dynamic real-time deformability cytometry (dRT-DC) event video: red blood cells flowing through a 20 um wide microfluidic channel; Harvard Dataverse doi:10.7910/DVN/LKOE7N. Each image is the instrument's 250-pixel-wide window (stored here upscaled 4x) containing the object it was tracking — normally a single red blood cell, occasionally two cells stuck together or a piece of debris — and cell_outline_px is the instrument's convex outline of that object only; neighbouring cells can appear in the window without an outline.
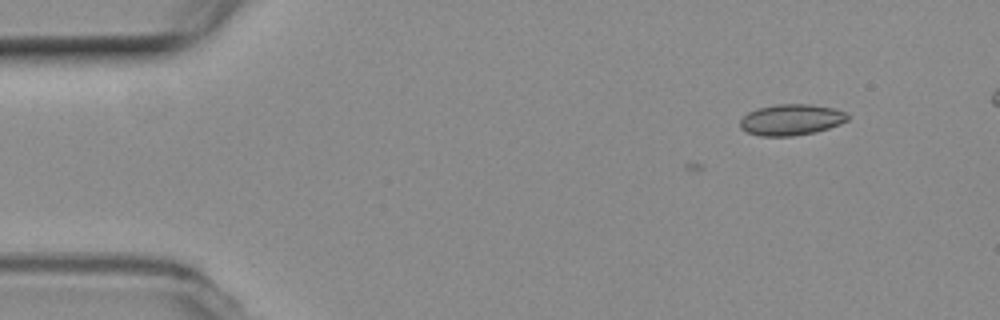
{"species": "common noctule bat (a hibernating species)", "species_latin": "Nyctalus noctula", "temperature_condition": "room temperature", "stored_images_in_passage": 7, "camera_frame_rate_fps": 3000, "um_per_image_px": 0.085, "animal": {"sex": "female", "body_mass_g": 19.3, "forearm_length_mm": 54.1}, "frame": {"image": 1, "passage_image": 7, "time_ms": 2.0, "image_size_px": [1000, 320], "cell_outline_px": [[848, 120], [840, 124], [828, 128], [812, 132], [792, 136], [760, 136], [748, 132], [740, 128], [740, 120], [748, 112], [756, 108], [776, 104], [808, 104], [832, 108], [844, 112], [848, 116]], "centroid_in_image_um": [67.21, 10.17], "position_along_channel_um": 17.8, "area_um2": 19.31}}